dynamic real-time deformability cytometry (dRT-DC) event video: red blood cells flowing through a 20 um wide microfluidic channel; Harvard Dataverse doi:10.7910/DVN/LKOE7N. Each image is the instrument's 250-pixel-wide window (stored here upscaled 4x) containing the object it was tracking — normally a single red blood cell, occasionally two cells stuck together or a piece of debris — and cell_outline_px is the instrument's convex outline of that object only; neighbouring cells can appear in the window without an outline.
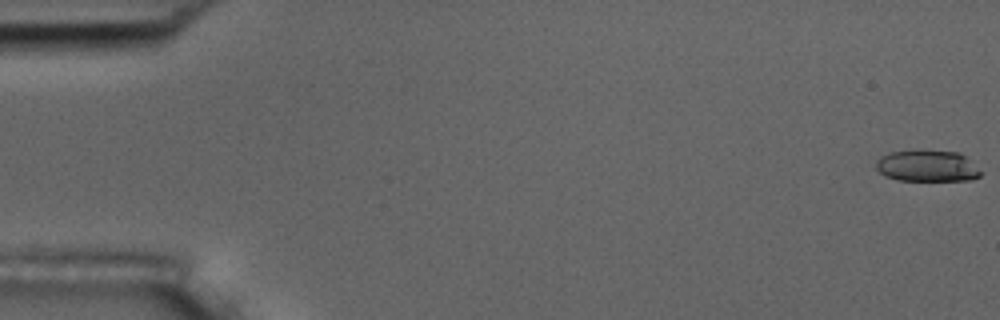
{"species": "common noctule bat (a hibernating species)", "species_latin": "Nyctalus noctula", "temperature_condition": "room temperature", "stored_images_in_passage": 6, "camera_frame_rate_fps": 3000, "um_per_image_px": 0.085, "animal": {"sex": "male", "body_mass_g": 17.5, "forearm_length_mm": 52.3}, "frame": {"image": 1, "passage_image": 1, "time_ms": 0.0, "image_size_px": [1000, 320], "cell_outline_px": [[984, 172], [980, 176], [972, 180], [896, 180], [884, 176], [876, 168], [876, 160], [880, 156], [888, 152], [912, 148], [920, 148], [960, 152]], "centroid_in_image_um": [78.8, 14.06], "position_along_channel_um": 6.2, "area_um2": 20.06}}